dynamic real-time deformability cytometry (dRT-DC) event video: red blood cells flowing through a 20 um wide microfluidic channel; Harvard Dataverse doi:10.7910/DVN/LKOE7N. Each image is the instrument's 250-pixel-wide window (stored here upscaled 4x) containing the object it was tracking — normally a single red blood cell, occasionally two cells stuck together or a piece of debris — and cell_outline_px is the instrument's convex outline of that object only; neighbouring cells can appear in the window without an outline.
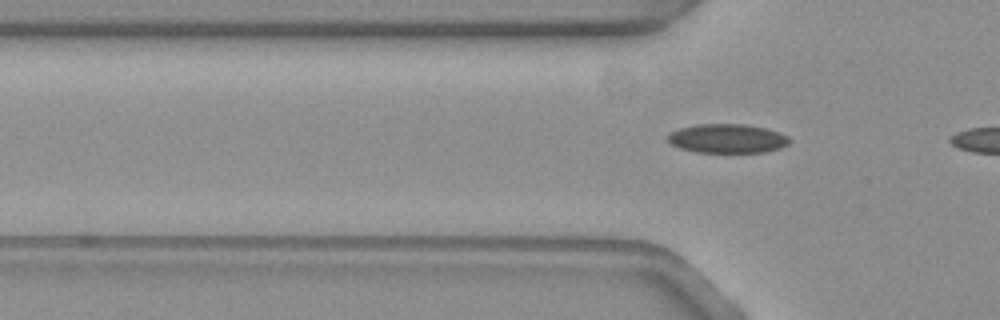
{"species": "common noctule bat (a hibernating species)", "species_latin": "Nyctalus noctula", "temperature_condition": "warm", "stored_images_in_passage": 3, "camera_frame_rate_fps": 3000, "um_per_image_px": 0.085, "animal": {"sex": "female", "body_mass_g": 19.3, "forearm_length_mm": 54.1}, "frame": {"image": 1, "passage_image": 3, "time_ms": 0.667, "image_size_px": [1000, 320], "cell_outline_px": [[792, 140], [788, 144], [780, 148], [764, 152], [696, 152], [680, 148], [672, 144], [668, 140], [668, 136], [672, 132], [680, 128], [696, 124], [744, 124], [764, 128], [780, 132], [788, 136]], "centroid_in_image_um": [61.86, 11.77], "position_along_channel_um": 63.9, "area_um2": 20.52}}